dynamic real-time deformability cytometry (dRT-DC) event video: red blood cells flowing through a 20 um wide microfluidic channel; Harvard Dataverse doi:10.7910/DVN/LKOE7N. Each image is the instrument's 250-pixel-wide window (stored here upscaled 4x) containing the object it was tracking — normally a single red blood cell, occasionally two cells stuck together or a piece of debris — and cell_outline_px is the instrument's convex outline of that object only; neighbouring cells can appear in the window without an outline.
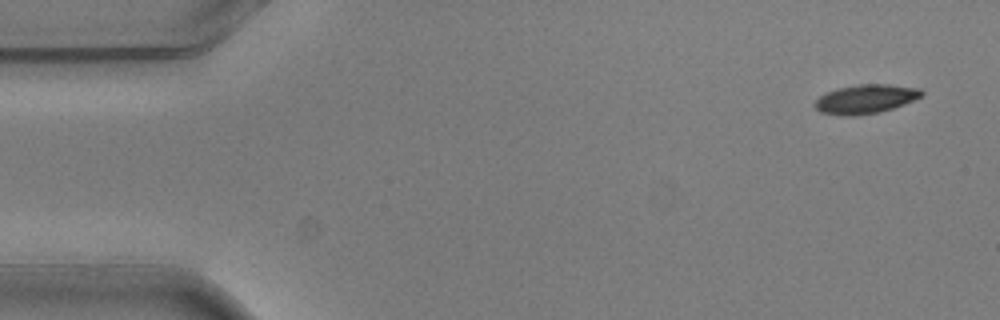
{"species": "common noctule bat (a hibernating species)", "species_latin": "Nyctalus noctula", "temperature_condition": "warm", "stored_images_in_passage": 5, "camera_frame_rate_fps": 3000, "um_per_image_px": 0.085, "animal": {"sex": "male", "body_mass_g": 20.5, "forearm_length_mm": 52.5}, "frame": {"image": 1, "passage_image": 1, "time_ms": 0.0, "image_size_px": [1000, 320], "cell_outline_px": [[924, 96], [904, 104], [880, 112], [856, 116], [844, 116], [820, 112], [812, 104], [820, 96], [828, 92], [840, 88], [860, 84], [888, 84], [920, 88], [924, 92]], "centroid_in_image_um": [73.6, 8.42], "position_along_channel_um": 11.4, "area_um2": 18.09}}
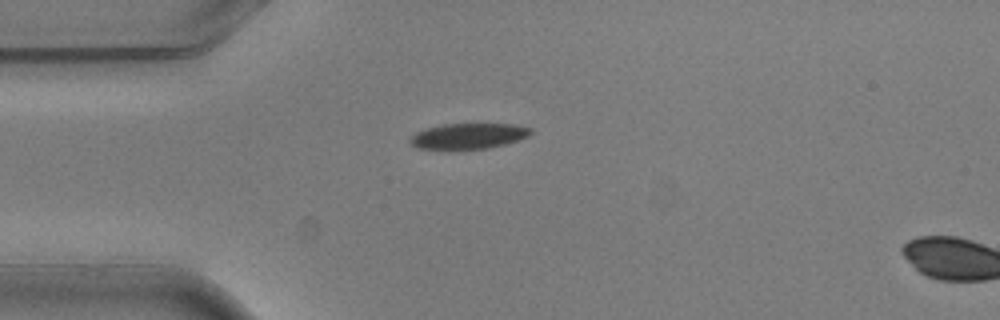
{"frame": {"image": 2, "passage_image": 4, "time_ms": 1.0, "image_size_px": [1000, 320], "cell_outline_px": [[532, 132], [528, 136], [504, 144], [488, 148], [416, 148], [408, 140], [416, 132], [424, 128], [444, 124], [516, 124], [532, 128]], "centroid_in_image_um": [39.82, 11.54], "position_along_channel_um": 45.2, "area_um2": 17.69}}